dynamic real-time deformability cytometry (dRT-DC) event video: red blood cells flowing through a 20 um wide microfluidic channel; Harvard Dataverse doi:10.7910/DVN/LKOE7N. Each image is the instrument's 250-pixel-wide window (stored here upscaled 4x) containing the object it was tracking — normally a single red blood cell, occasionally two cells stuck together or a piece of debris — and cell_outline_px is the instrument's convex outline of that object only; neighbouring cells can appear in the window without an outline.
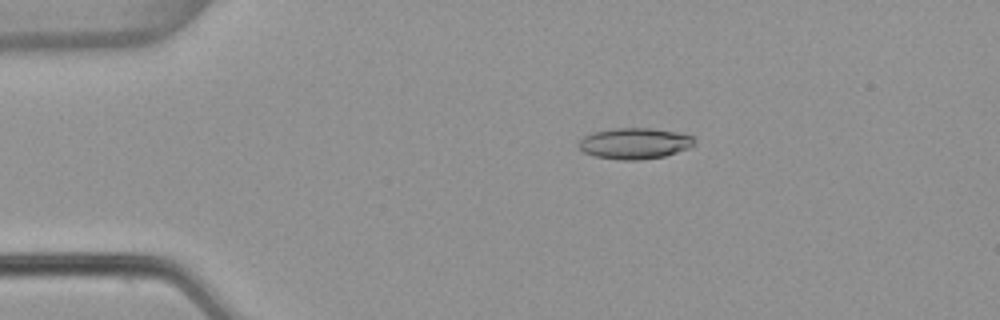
{"species": "common noctule bat (a hibernating species)", "species_latin": "Nyctalus noctula", "temperature_condition": "warm", "stored_images_in_passage": 5, "camera_frame_rate_fps": 3000, "um_per_image_px": 0.085, "animal": {"sex": "female", "body_mass_g": 22.7, "forearm_length_mm": 54.2}, "frame": {"image": 1, "passage_image": 3, "time_ms": 0.667, "image_size_px": [1000, 320], "cell_outline_px": [[696, 144], [688, 148], [664, 156], [640, 160], [620, 160], [596, 156], [584, 152], [576, 144], [584, 136], [592, 132], [612, 128], [652, 128], [676, 132], [692, 136], [696, 140]], "centroid_in_image_um": [53.93, 12.18], "position_along_channel_um": 31.1, "area_um2": 20.98}}
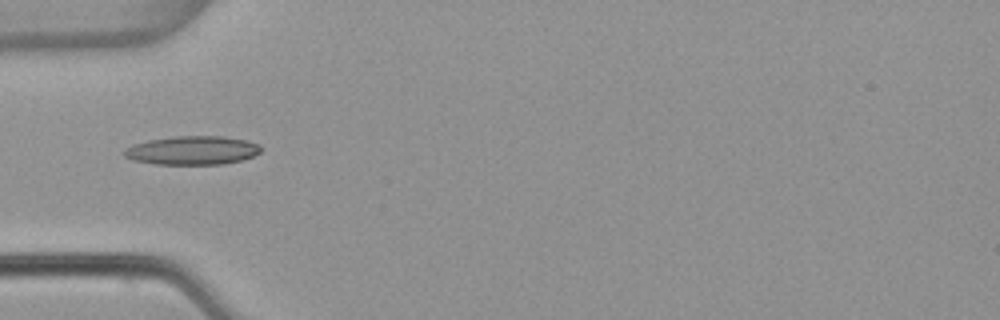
{"frame": {"image": 2, "passage_image": 5, "time_ms": 1.333, "image_size_px": [1000, 320], "cell_outline_px": [[264, 148], [260, 152], [252, 156], [240, 160], [224, 164], [156, 164], [132, 160], [124, 156], [124, 148], [132, 144], [148, 140], [176, 136], [224, 136], [248, 140], [260, 144]], "centroid_in_image_um": [16.36, 12.77], "position_along_channel_um": 68.6, "area_um2": 23.06}}